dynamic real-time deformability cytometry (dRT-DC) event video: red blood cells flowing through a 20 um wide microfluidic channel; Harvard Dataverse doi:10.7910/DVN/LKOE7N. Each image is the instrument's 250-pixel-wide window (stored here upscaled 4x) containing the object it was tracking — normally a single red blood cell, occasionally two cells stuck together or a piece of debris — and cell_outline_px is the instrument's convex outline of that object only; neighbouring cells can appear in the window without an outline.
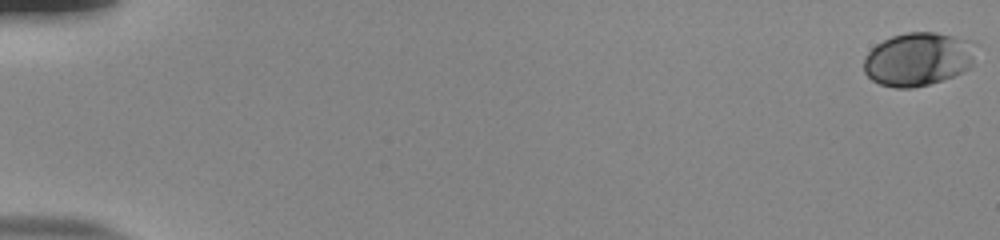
{"species": "human", "species_latin": "Homo sapiens", "temperature_condition": "room temperature", "stored_images_in_passage": 55, "camera_frame_rate_fps": 3000, "um_per_image_px": 0.085, "donor": {"sex": "male"}, "frame": {"image": 1, "passage_image": 1, "time_ms": 0.0, "image_size_px": [1000, 240], "cell_outline_px": [[980, 44], [972, 64], [968, 68], [952, 76], [928, 84], [912, 88], [896, 88], [880, 84], [872, 80], [864, 72], [864, 56], [876, 44], [892, 36], [908, 32], [936, 32], [976, 40]], "centroid_in_image_um": [78.1, 4.99], "position_along_channel_um": 6.9, "area_um2": 35.43}}
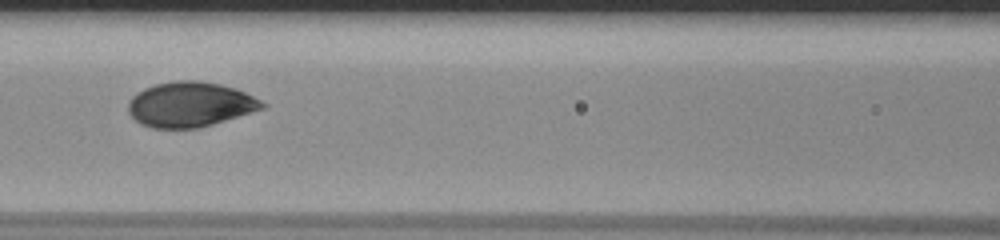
{"frame": {"image": 2, "passage_image": 27, "time_ms": 8.667, "image_size_px": [1000, 240], "cell_outline_px": [[268, 104], [264, 108], [252, 112], [200, 128], [152, 128], [140, 124], [128, 112], [128, 100], [136, 92], [144, 88], [156, 84], [176, 80], [200, 80], [220, 84], [236, 88]], "centroid_in_image_um": [16.14, 8.87], "position_along_channel_um": 150.5, "area_um2": 35.32}}
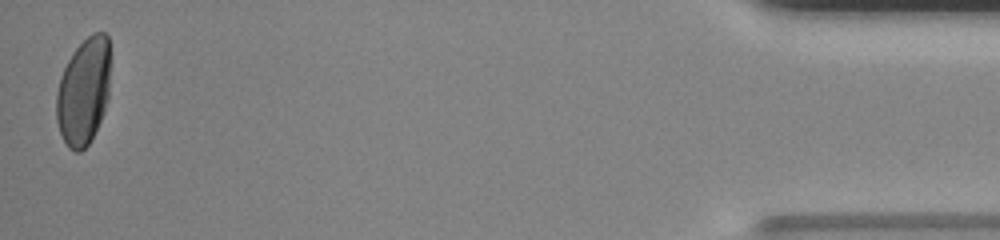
{"frame": {"image": 3, "passage_image": 55, "time_ms": 18.0, "image_size_px": [1000, 240], "cell_outline_px": [[108, 96], [104, 112], [88, 144], [80, 152], [76, 152], [68, 148], [60, 132], [56, 120], [56, 92], [60, 76], [72, 52], [92, 32], [104, 32], [108, 36]], "centroid_in_image_um": [7.07, 7.77], "position_along_channel_um": 428.1, "area_um2": 33.35}, "authors_computed_cell_mechanics": {"area_um2": 34.2176, "velocity_mm_per_s": 3.8332, "shape_relaxation_time_tau1_ms": 3.2662, "shape_relaxation_time_tau2_ms": null, "deformation_change_tau1": 0.1383, "deformation_change_tau2": null}}